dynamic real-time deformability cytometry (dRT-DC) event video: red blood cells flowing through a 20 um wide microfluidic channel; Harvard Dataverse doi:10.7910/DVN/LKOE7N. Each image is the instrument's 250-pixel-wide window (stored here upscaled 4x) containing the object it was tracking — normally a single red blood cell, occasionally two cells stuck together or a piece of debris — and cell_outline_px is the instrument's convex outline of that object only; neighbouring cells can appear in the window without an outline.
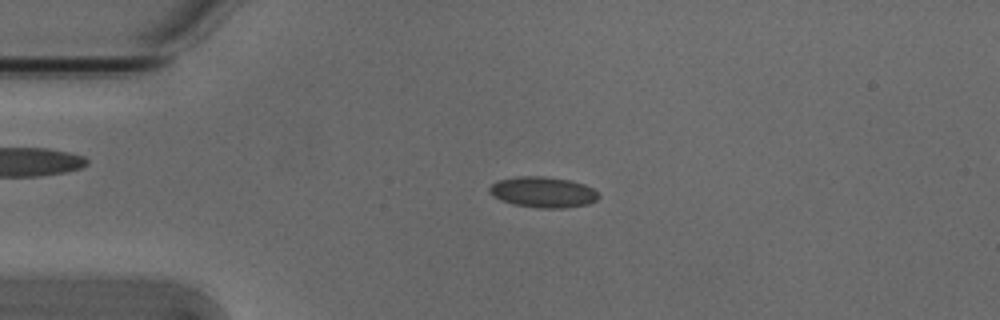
{"species": "Egyptian fruit bat (a non-hibernating species)", "species_latin": "Rousettus aegyptiacus", "temperature_condition": "cold", "stored_images_in_passage": 2, "segment_of_instrument_passage": [1, 2], "camera_frame_rate_fps": 3000, "um_per_image_px": 0.085, "animal": {"sex": "male"}, "frame": {"image": 1, "passage_image": 1, "time_ms": 0.0, "image_size_px": [1000, 320], "cell_outline_px": [[600, 196], [596, 200], [588, 204], [564, 208], [536, 208], [512, 204], [500, 200], [492, 196], [488, 192], [488, 188], [496, 180], [520, 176], [544, 176], [568, 180], [584, 184], [592, 188]], "centroid_in_image_um": [46.11, 16.34], "position_along_channel_um": 38.9, "area_um2": 19.71}}